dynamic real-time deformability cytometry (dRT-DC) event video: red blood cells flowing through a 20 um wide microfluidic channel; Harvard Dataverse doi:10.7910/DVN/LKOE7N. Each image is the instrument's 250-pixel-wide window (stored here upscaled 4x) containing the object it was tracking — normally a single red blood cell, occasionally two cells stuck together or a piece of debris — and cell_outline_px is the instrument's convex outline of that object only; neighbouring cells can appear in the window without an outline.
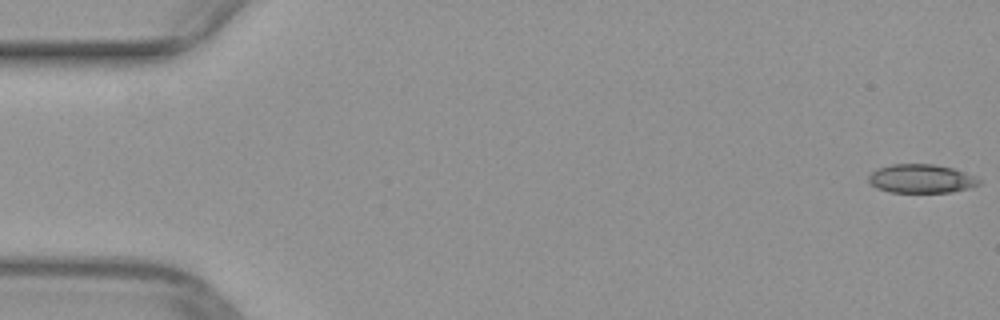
{"species": "common noctule bat (a hibernating species)", "species_latin": "Nyctalus noctula", "temperature_condition": "warm", "stored_images_in_passage": 19, "camera_frame_rate_fps": 3000, "um_per_image_px": 0.085, "animal": {"sex": "female", "body_mass_g": 29.2, "forearm_length_mm": 56.3}, "frame": {"image": 1, "passage_image": 1, "time_ms": 0.0, "image_size_px": [1000, 320], "cell_outline_px": [[980, 184], [968, 188], [952, 192], [888, 192], [876, 188], [868, 180], [868, 176], [876, 168], [892, 164], [932, 164], [952, 168], [964, 172], [980, 180]], "centroid_in_image_um": [78.26, 15.19], "position_along_channel_um": 6.7, "area_um2": 18.38}}
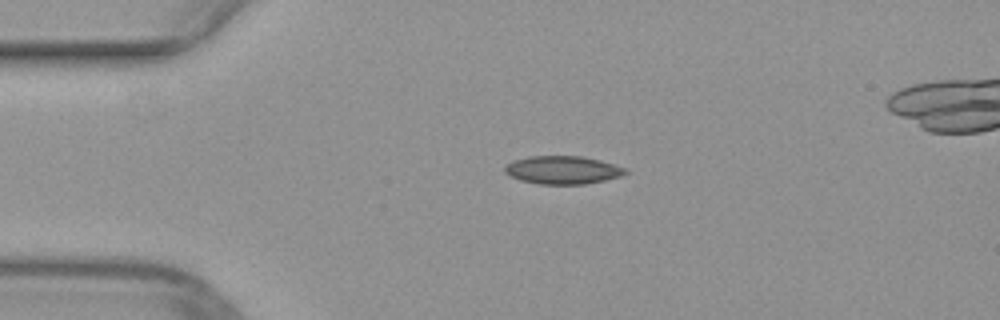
{"frame": {"image": 2, "passage_image": 12, "time_ms": 3.667, "image_size_px": [1000, 320], "cell_outline_px": [[628, 172], [620, 176], [604, 180], [584, 184], [540, 184], [520, 180], [508, 176], [504, 172], [504, 168], [508, 164], [516, 160], [528, 156], [580, 156], [600, 160], [628, 168]], "centroid_in_image_um": [47.83, 14.45], "position_along_channel_um": 37.2, "area_um2": 19.71}}
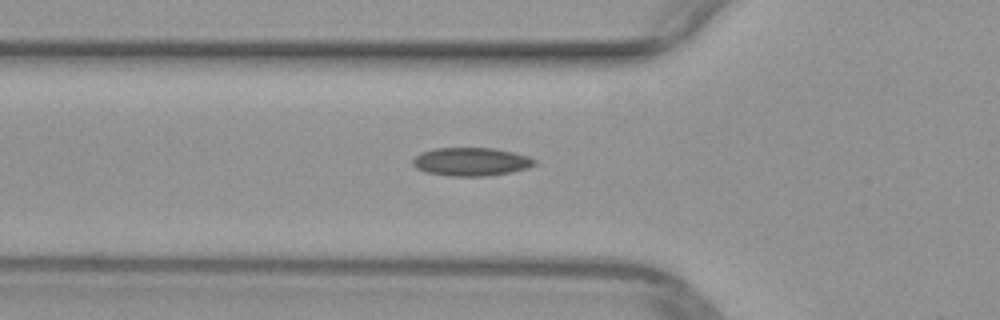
{"frame": {"image": 3, "passage_image": 18, "time_ms": 5.667, "image_size_px": [1000, 320], "cell_outline_px": [[536, 164], [528, 168], [512, 172], [484, 176], [448, 176], [428, 172], [416, 168], [412, 164], [412, 160], [420, 152], [436, 148], [492, 148], [512, 152], [528, 156], [536, 160]], "centroid_in_image_um": [40.04, 13.74], "position_along_channel_um": 85.8, "area_um2": 20.06}}